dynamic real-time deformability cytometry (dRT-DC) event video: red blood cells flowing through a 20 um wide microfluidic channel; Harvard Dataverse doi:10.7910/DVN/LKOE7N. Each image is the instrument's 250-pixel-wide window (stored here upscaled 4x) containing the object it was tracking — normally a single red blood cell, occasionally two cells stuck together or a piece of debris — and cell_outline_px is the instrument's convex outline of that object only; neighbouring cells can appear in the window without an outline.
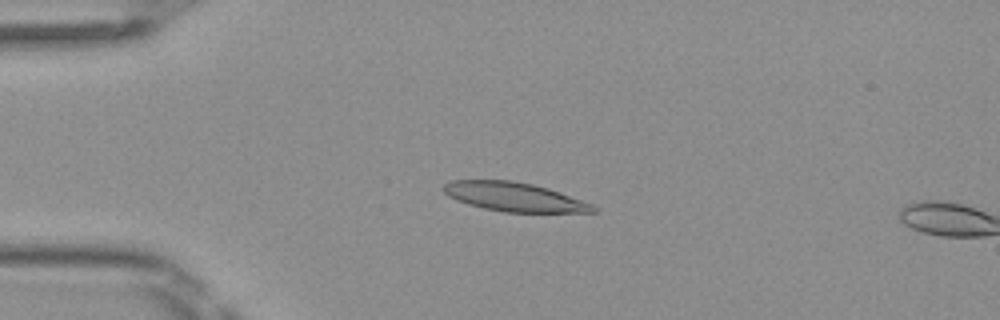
{"species": "Egyptian fruit bat (a non-hibernating species)", "species_latin": "Rousettus aegyptiacus", "temperature_condition": "room temperature", "stored_images_in_passage": 3, "camera_frame_rate_fps": 3000, "um_per_image_px": 0.085, "frame": {"image": 1, "passage_image": 1, "time_ms": 0.0, "image_size_px": [1000, 320], "cell_outline_px": [[600, 212], [504, 212], [484, 208], [468, 204], [456, 200], [448, 196], [444, 192], [444, 184], [452, 180], [512, 180], [532, 184], [548, 188], [560, 192], [592, 204]], "centroid_in_image_um": [43.71, 16.73], "position_along_channel_um": 41.3, "area_um2": 25.14}}